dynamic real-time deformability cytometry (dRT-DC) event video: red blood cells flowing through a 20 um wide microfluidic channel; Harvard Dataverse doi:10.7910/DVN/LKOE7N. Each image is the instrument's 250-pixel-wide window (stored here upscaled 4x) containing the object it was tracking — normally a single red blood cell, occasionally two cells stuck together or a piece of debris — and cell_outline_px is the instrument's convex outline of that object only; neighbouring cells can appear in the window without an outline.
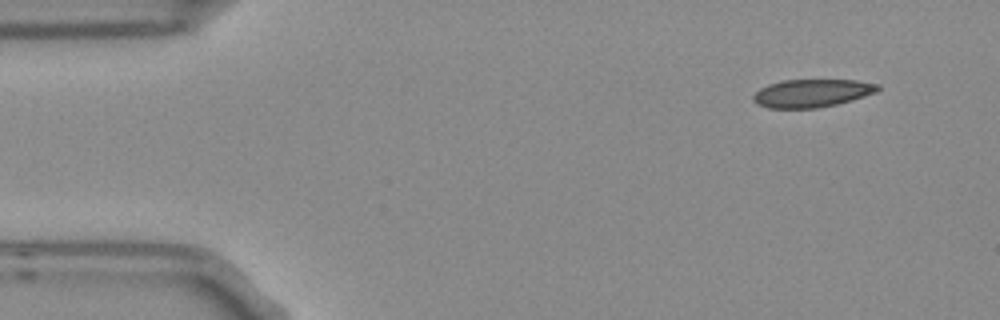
{"species": "Egyptian fruit bat (a non-hibernating species)", "species_latin": "Rousettus aegyptiacus", "temperature_condition": "room temperature", "stored_images_in_passage": 4, "camera_frame_rate_fps": 3000, "um_per_image_px": 0.085, "frame": {"image": 1, "passage_image": 1, "time_ms": 0.0, "image_size_px": [1000, 320], "cell_outline_px": [[880, 88], [876, 92], [852, 100], [836, 104], [816, 108], [768, 108], [756, 104], [752, 100], [752, 96], [760, 88], [768, 84], [784, 80], [856, 80], [880, 84]], "centroid_in_image_um": [68.99, 7.92], "position_along_channel_um": 16.0, "area_um2": 20.35}}
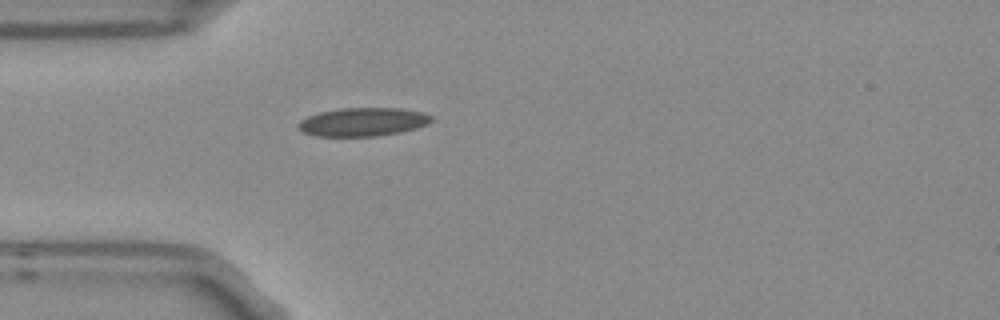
{"frame": {"image": 2, "passage_image": 4, "time_ms": 1.0, "image_size_px": [1000, 320], "cell_outline_px": [[432, 120], [428, 124], [416, 128], [400, 132], [376, 136], [316, 136], [300, 132], [296, 128], [296, 124], [300, 120], [308, 116], [320, 112], [340, 108], [400, 108], [424, 112], [432, 116]], "centroid_in_image_um": [30.81, 10.36], "position_along_channel_um": 54.2, "area_um2": 22.31}}